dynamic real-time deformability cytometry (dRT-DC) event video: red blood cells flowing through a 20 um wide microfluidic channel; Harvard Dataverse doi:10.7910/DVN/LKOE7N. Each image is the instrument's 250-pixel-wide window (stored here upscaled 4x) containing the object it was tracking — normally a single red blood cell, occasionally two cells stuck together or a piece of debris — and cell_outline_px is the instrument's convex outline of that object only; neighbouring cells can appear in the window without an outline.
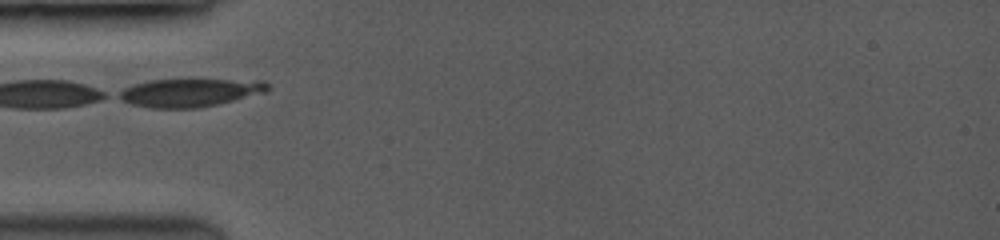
{"species": "common noctule bat (a hibernating species)", "species_latin": "Nyctalus noctula", "temperature_condition": "room temperature", "stored_images_in_passage": 40, "camera_frame_rate_fps": 3500, "um_per_image_px": 0.085, "animal": {"sex": "female", "body_mass_g": 19.0, "forearm_length_mm": 53.3}, "frame": {"image": 1, "passage_image": 1, "time_ms": 0.0, "image_size_px": [1000, 240], "cell_outline_px": [[268, 88], [264, 92], [216, 104], [192, 108], [152, 108], [132, 104], [116, 96], [116, 92], [124, 88], [136, 84], [152, 80], [264, 80], [268, 84]], "centroid_in_image_um": [16.08, 7.87], "position_along_channel_um": 68.9, "area_um2": 23.81}}